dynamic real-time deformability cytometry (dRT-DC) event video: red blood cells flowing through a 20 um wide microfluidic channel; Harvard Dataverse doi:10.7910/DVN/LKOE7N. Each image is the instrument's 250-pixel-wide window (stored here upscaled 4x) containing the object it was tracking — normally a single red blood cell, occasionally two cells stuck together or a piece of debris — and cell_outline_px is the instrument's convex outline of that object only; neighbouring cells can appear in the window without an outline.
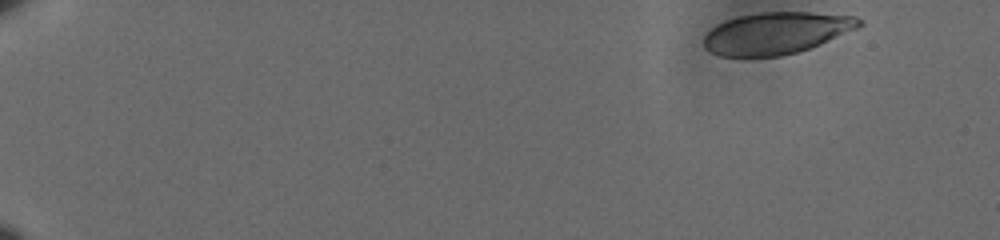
{"species": "human", "species_latin": "Homo sapiens", "temperature_condition": "cold", "stored_images_in_passage": 55, "camera_frame_rate_fps": 3000, "um_per_image_px": 0.085, "donor": {"sex": "male"}, "frame": {"image": 1, "passage_image": 1, "time_ms": 0.0, "image_size_px": [1000, 240], "cell_outline_px": [[864, 24], [856, 28], [820, 44], [796, 52], [780, 56], [720, 56], [704, 48], [704, 36], [716, 24], [740, 16], [760, 12], [808, 12], [856, 16], [864, 20]], "centroid_in_image_um": [65.99, 2.8], "position_along_channel_um": 19.0, "area_um2": 37.57}}
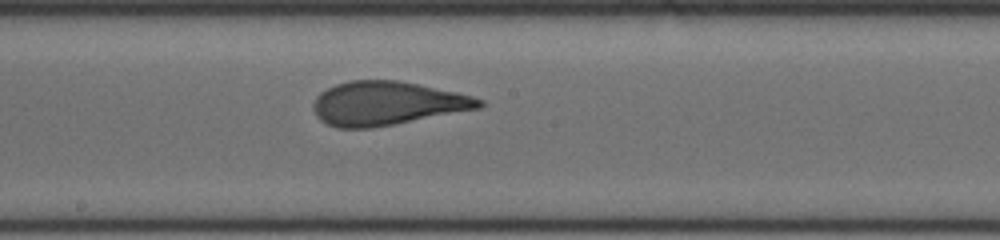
{"frame": {"image": 2, "passage_image": 31, "time_ms": 10.0, "image_size_px": [1000, 240], "cell_outline_px": [[484, 104], [480, 108], [372, 128], [336, 128], [320, 120], [316, 116], [312, 108], [312, 104], [316, 96], [320, 92], [336, 84], [348, 80], [396, 80], [456, 92], [472, 96], [484, 100]], "centroid_in_image_um": [32.84, 8.79], "position_along_channel_um": 215.4, "area_um2": 42.14}}
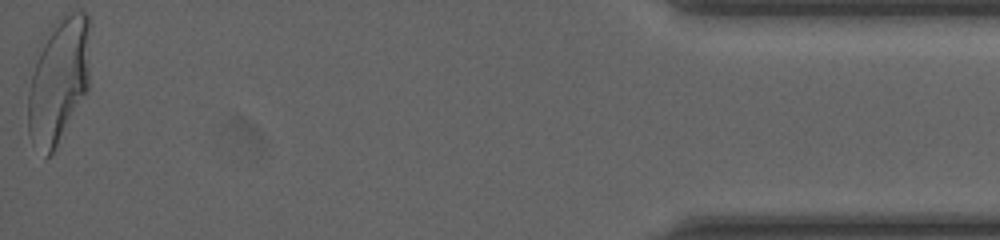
{"frame": {"image": 3, "passage_image": 55, "time_ms": 18.0, "image_size_px": [1000, 240], "cell_outline_px": [[88, 88], [52, 152], [48, 156], [44, 156], [32, 144], [28, 132], [28, 92], [36, 60], [44, 32], [64, 12], [84, 12], [88, 16]], "centroid_in_image_um": [4.94, 6.79], "position_along_channel_um": 430.3, "area_um2": 44.8}, "authors_computed_cell_mechanics": {"area_um2": 41.6738, "velocity_mm_per_s": 3.601, "shape_relaxation_time_tau1_ms": 6.4819, "shape_relaxation_time_tau2_ms": null, "deformation_change_tau1": 0.2055, "deformation_change_tau2": null}}